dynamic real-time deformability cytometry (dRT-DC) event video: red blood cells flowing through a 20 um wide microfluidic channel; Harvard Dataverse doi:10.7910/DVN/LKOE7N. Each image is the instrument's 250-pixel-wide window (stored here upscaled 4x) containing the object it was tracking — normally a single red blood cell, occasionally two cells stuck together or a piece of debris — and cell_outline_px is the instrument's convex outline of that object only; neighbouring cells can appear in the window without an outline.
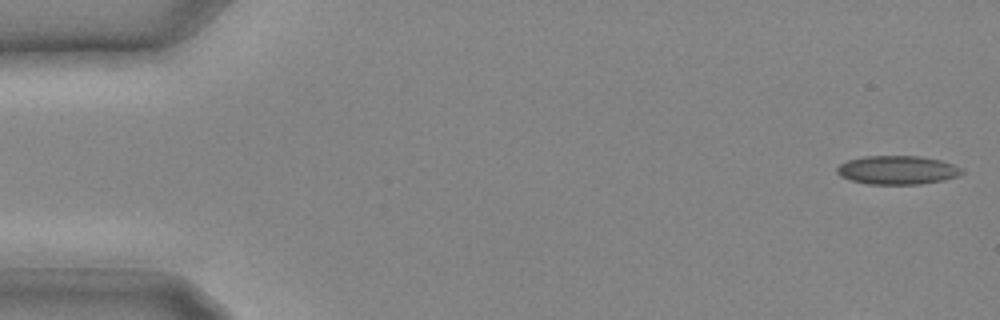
{"species": "common noctule bat (a hibernating species)", "species_latin": "Nyctalus noctula", "temperature_condition": "cold", "stored_images_in_passage": 11, "camera_frame_rate_fps": 3000, "um_per_image_px": 0.085, "animal": {"sex": "male", "body_mass_g": 20.4}, "frame": {"image": 1, "passage_image": 1, "time_ms": 0.0, "image_size_px": [1000, 320], "cell_outline_px": [[964, 172], [956, 176], [944, 180], [920, 184], [868, 184], [852, 180], [840, 176], [836, 172], [836, 168], [840, 164], [848, 160], [864, 156], [920, 156], [940, 160], [964, 168]], "centroid_in_image_um": [76.28, 14.45], "position_along_channel_um": 8.7, "area_um2": 20.87}}
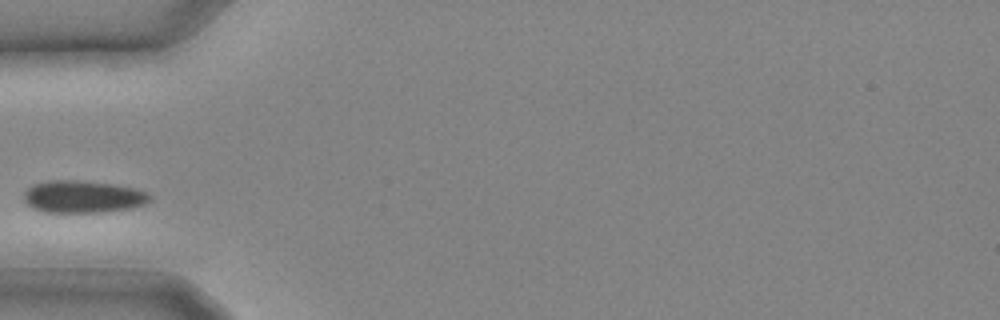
{"frame": {"image": 2, "passage_image": 10, "time_ms": 3.0, "image_size_px": [1000, 320], "cell_outline_px": [[152, 200], [144, 204], [132, 208], [104, 212], [44, 212], [32, 208], [24, 200], [24, 192], [32, 184], [48, 180], [76, 180], [112, 184], [136, 188], [148, 192], [152, 196]], "centroid_in_image_um": [7.07, 16.72], "position_along_channel_um": 77.9, "area_um2": 23.93}}